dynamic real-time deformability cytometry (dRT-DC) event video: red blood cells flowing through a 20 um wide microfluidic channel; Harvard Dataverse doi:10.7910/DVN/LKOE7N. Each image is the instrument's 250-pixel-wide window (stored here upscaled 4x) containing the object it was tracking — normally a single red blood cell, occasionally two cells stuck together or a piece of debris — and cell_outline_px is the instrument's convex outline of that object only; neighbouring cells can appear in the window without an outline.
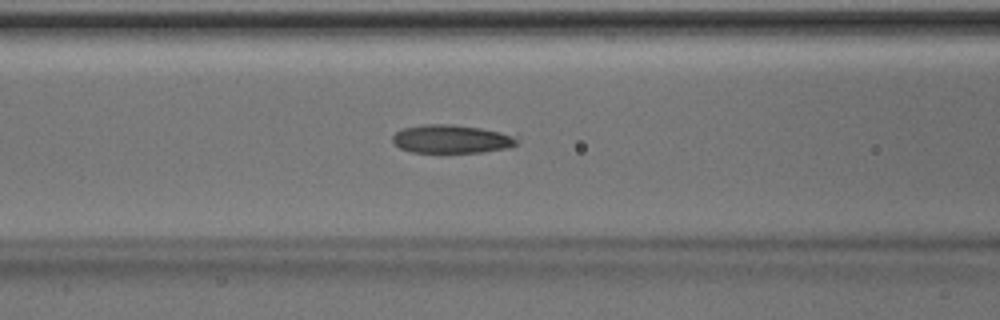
{"species": "Egyptian fruit bat (a non-hibernating species)", "species_latin": "Rousettus aegyptiacus", "temperature_condition": "room temperature", "stored_images_in_passage": 34, "camera_frame_rate_fps": 3000, "um_per_image_px": 0.085, "animal": {"sex": "male"}, "frame": {"image": 1, "passage_image": 14, "time_ms": 4.333, "image_size_px": [1000, 320], "cell_outline_px": [[520, 136], [516, 144], [512, 148], [480, 152], [412, 152], [400, 148], [392, 140], [392, 136], [396, 132], [404, 128], [424, 124], [452, 124], [480, 128]], "centroid_in_image_um": [38.43, 11.81], "position_along_channel_um": 128.2, "area_um2": 20.63}}
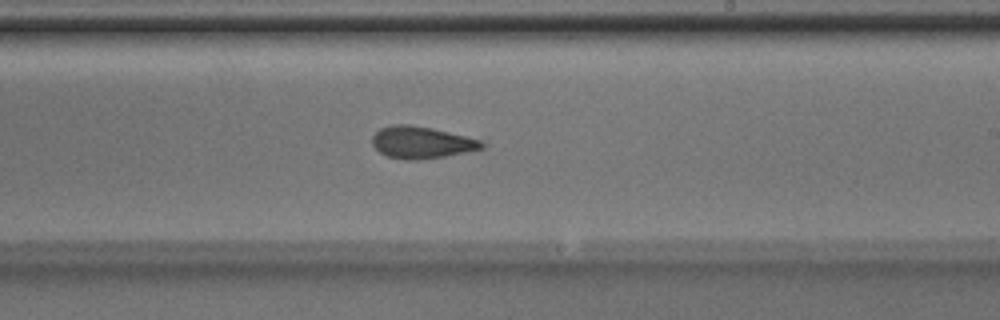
{"frame": {"image": 2, "passage_image": 23, "time_ms": 7.333, "image_size_px": [1000, 320], "cell_outline_px": [[484, 148], [444, 156], [416, 160], [408, 160], [388, 156], [380, 152], [372, 144], [372, 136], [380, 128], [392, 124], [408, 124], [432, 128], [484, 140]], "centroid_in_image_um": [35.83, 12.09], "position_along_channel_um": 253.2, "area_um2": 20.35}}
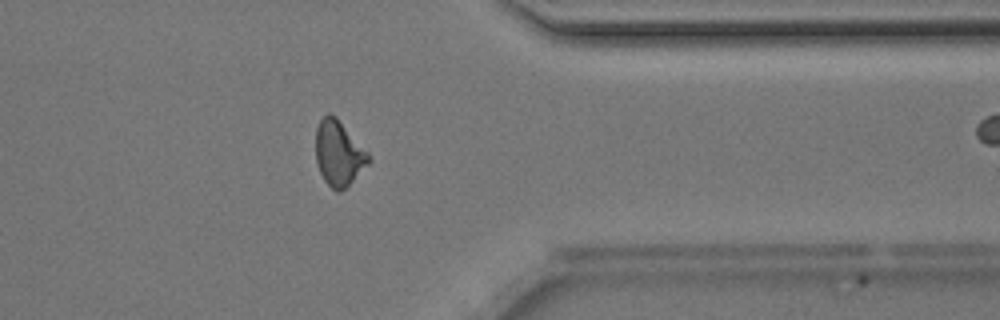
{"frame": {"image": 3, "passage_image": 33, "time_ms": 10.667, "image_size_px": [1000, 320], "cell_outline_px": [[372, 160], [340, 192], [336, 192], [324, 180], [320, 172], [316, 160], [316, 128], [320, 120], [328, 112], [336, 116], [368, 152]], "centroid_in_image_um": [28.78, 13.01], "position_along_channel_um": 382.6, "area_um2": 19.88}}